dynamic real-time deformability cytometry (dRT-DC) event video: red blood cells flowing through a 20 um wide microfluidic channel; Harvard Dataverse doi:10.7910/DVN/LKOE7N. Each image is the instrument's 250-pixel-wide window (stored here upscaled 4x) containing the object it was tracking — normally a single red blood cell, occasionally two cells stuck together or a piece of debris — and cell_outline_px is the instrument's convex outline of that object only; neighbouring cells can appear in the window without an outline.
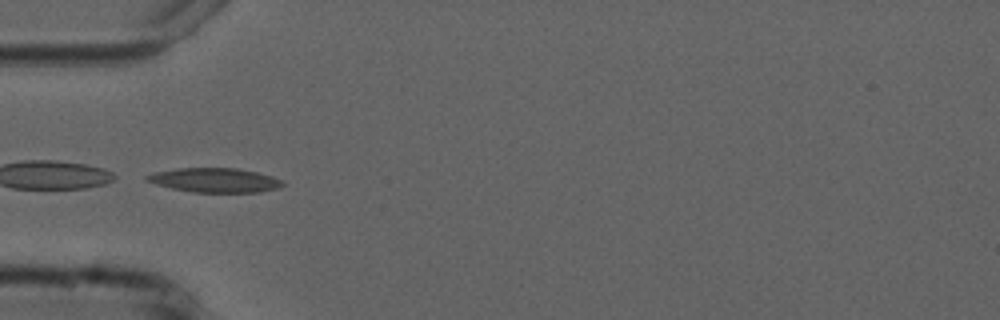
{"species": "common noctule bat (a hibernating species)", "species_latin": "Nyctalus noctula", "temperature_condition": "cold", "stored_images_in_passage": 4, "camera_frame_rate_fps": 3000, "um_per_image_px": 0.085, "animal": {"sex": "male", "forearm_length_mm": 52.5}, "frame": {"image": 1, "passage_image": 4, "time_ms": 4.333, "image_size_px": [1000, 320], "cell_outline_px": [[284, 184], [280, 188], [260, 192], [192, 192], [172, 188], [156, 184], [144, 180], [144, 176], [156, 172], [176, 168], [236, 168], [256, 172], [272, 176], [284, 180]], "centroid_in_image_um": [18.28, 15.31], "position_along_channel_um": 66.7, "area_um2": 19.31}}